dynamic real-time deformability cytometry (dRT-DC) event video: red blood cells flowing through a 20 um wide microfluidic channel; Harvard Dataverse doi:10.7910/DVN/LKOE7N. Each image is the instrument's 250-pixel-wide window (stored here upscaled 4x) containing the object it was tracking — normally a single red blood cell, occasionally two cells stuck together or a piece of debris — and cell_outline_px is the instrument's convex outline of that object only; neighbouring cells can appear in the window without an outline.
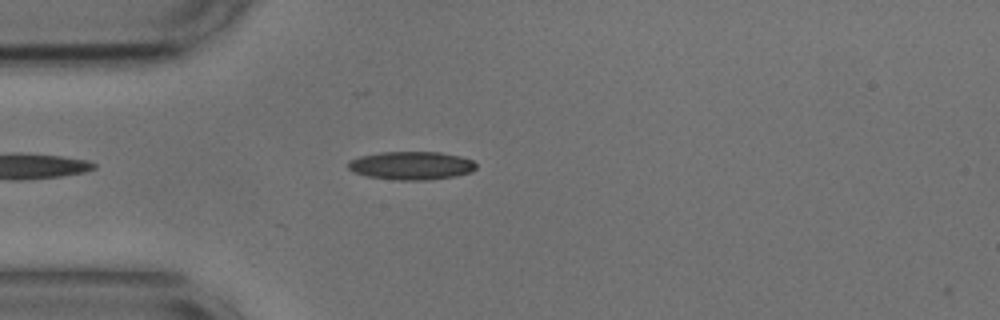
{"species": "common noctule bat (a hibernating species)", "species_latin": "Nyctalus noctula", "temperature_condition": "cold", "stored_images_in_passage": 38, "camera_frame_rate_fps": 3000, "um_per_image_px": 0.085, "animal": {"sex": "male", "body_mass_g": 17.9, "forearm_length_mm": 54.2}, "frame": {"image": 1, "passage_image": 6, "time_ms": 1.667, "image_size_px": [1000, 320], "cell_outline_px": [[476, 168], [472, 172], [456, 176], [432, 180], [396, 180], [368, 176], [352, 172], [348, 168], [348, 160], [360, 156], [380, 152], [440, 152], [460, 156], [472, 160], [476, 164]], "centroid_in_image_um": [34.97, 14.08], "position_along_channel_um": 50.0, "area_um2": 21.27}, "authors_computed_cell_mechanics": {"area_um2": 19.9699, "velocity_mm_per_s": 3.6588, "shape_relaxation_time_tau1_ms": 0.8115, "shape_relaxation_time_tau2_ms": 3.6939, "deformation_change_tau1": 0.3242, "deformation_change_tau2": 0.1225}}